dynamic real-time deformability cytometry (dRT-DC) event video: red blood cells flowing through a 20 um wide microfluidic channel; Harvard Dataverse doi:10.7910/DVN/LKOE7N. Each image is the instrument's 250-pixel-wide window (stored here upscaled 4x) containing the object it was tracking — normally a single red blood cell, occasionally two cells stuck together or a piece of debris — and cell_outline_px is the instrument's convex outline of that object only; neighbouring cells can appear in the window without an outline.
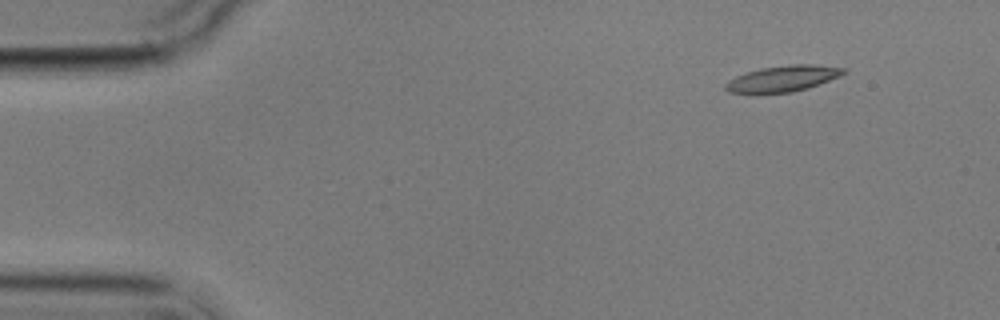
{"species": "common noctule bat (a hibernating species)", "species_latin": "Nyctalus noctula", "temperature_condition": "cold", "stored_images_in_passage": 5, "camera_frame_rate_fps": 3000, "um_per_image_px": 0.085, "animal": {"sex": "male", "body_mass_g": 17.9}, "frame": {"image": 1, "passage_image": 1, "time_ms": 0.0, "image_size_px": [1000, 320], "cell_outline_px": [[848, 72], [840, 76], [808, 88], [792, 92], [756, 96], [728, 92], [724, 88], [724, 84], [728, 80], [736, 76], [760, 68], [792, 64], [812, 64], [848, 68]], "centroid_in_image_um": [66.49, 6.72], "position_along_channel_um": 18.5, "area_um2": 18.67}}
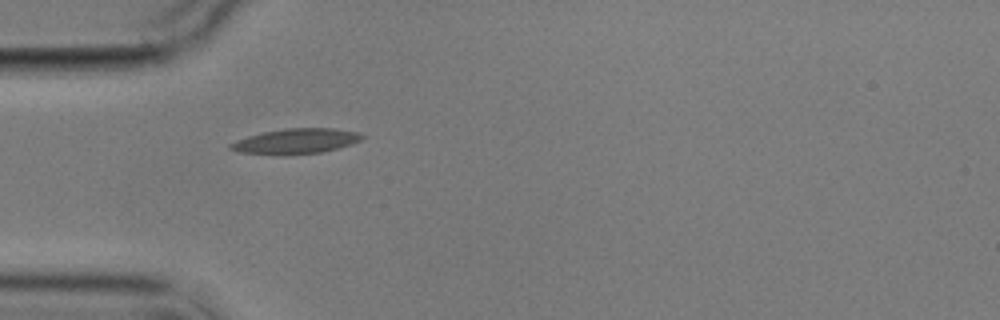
{"frame": {"image": 2, "passage_image": 4, "time_ms": 3.667, "image_size_px": [1000, 320], "cell_outline_px": [[364, 136], [360, 140], [352, 144], [320, 152], [284, 156], [236, 152], [228, 148], [228, 144], [236, 140], [248, 136], [264, 132], [284, 128], [332, 128], [360, 132]], "centroid_in_image_um": [25.1, 12.01], "position_along_channel_um": 59.9, "area_um2": 19.54}}
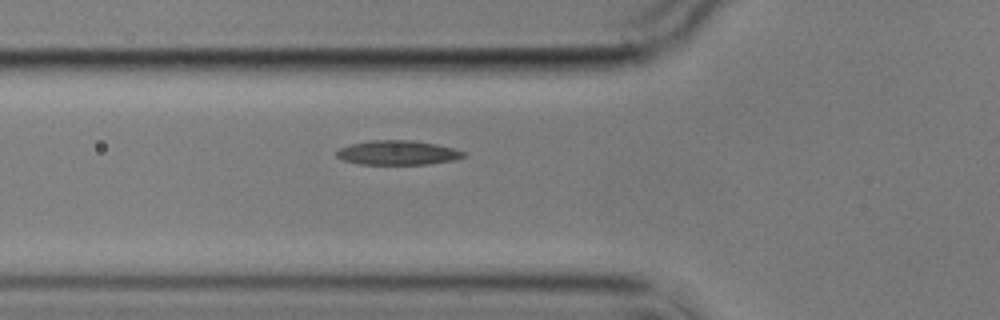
{"frame": {"image": 3, "passage_image": 5, "time_ms": 4.667, "image_size_px": [1000, 320], "cell_outline_px": [[464, 156], [456, 160], [428, 164], [360, 164], [344, 160], [336, 156], [336, 152], [340, 148], [352, 144], [372, 140], [412, 140], [436, 144], [452, 148], [464, 152]], "centroid_in_image_um": [33.81, 12.98], "position_along_channel_um": 92.0, "area_um2": 17.86}}